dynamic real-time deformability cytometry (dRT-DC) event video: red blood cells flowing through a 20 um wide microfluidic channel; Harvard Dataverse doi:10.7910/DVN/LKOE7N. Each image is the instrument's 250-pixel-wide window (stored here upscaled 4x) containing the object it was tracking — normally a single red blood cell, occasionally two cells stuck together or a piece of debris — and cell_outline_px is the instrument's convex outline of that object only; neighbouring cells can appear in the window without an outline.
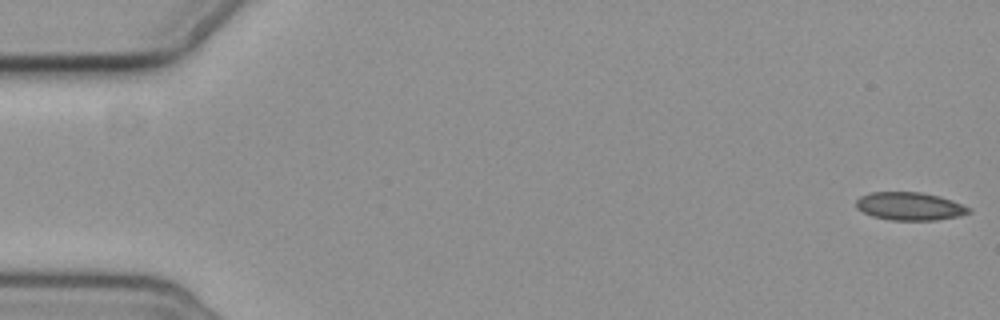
{"species": "common noctule bat (a hibernating species)", "species_latin": "Nyctalus noctula", "temperature_condition": "cold", "stored_images_in_passage": 4, "camera_frame_rate_fps": 3000, "um_per_image_px": 0.085, "animal": {"sex": "female", "body_mass_g": 19.3, "forearm_length_mm": 54.1}, "frame": {"image": 1, "passage_image": 1, "time_ms": 0.0, "image_size_px": [1000, 320], "cell_outline_px": [[972, 212], [960, 216], [936, 220], [892, 220], [872, 216], [856, 208], [856, 200], [860, 196], [872, 192], [920, 192], [940, 196], [952, 200], [972, 208]], "centroid_in_image_um": [77.36, 17.53], "position_along_channel_um": 7.6, "area_um2": 18.5}}